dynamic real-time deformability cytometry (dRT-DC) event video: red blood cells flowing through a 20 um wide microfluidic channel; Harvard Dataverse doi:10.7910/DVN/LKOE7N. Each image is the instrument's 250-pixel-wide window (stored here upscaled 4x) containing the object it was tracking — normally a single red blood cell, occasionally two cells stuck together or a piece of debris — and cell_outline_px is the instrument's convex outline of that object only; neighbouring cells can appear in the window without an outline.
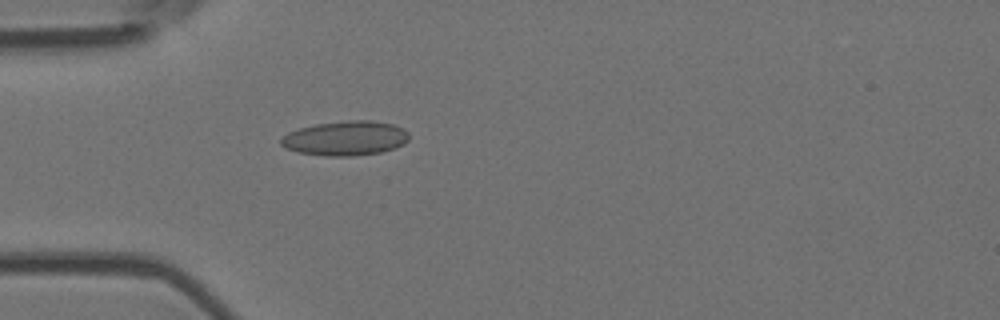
{"species": "Egyptian fruit bat (a non-hibernating species)", "species_latin": "Rousettus aegyptiacus", "temperature_condition": "room temperature", "stored_images_in_passage": 5, "camera_frame_rate_fps": 3000, "um_per_image_px": 0.085, "animal": {"sex": "female"}, "frame": {"image": 1, "passage_image": 5, "time_ms": 1.333, "image_size_px": [1000, 320], "cell_outline_px": [[408, 140], [404, 144], [396, 148], [380, 152], [352, 156], [324, 156], [296, 152], [284, 148], [280, 144], [280, 140], [288, 132], [300, 128], [316, 124], [348, 120], [372, 120], [392, 124], [408, 132]], "centroid_in_image_um": [29.34, 11.76], "position_along_channel_um": 55.7, "area_um2": 25.84}}